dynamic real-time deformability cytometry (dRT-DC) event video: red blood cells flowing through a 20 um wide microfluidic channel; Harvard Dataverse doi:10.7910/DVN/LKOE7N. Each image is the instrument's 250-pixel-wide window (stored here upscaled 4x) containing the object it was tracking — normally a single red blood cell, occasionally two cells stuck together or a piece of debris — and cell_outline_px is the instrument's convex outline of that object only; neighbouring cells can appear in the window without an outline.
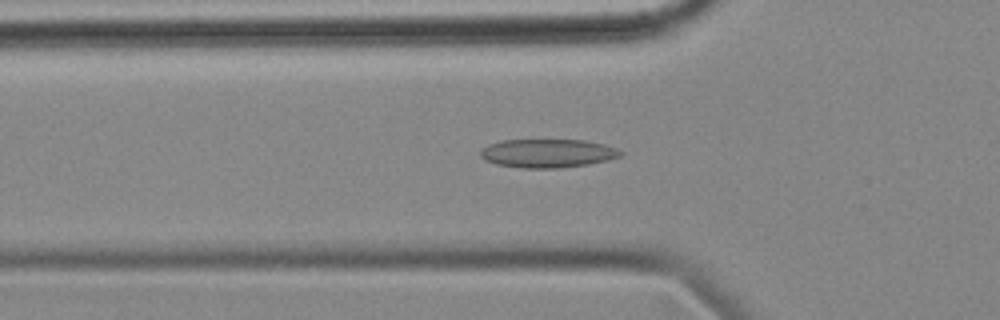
{"species": "common noctule bat (a hibernating species)", "species_latin": "Nyctalus noctula", "temperature_condition": "cold", "stored_images_in_passage": 52, "camera_frame_rate_fps": 3000, "um_per_image_px": 0.085, "animal": {"sex": "female", "body_mass_g": 18.4}, "frame": {"image": 1, "passage_image": 17, "time_ms": 5.333, "image_size_px": [1000, 320], "cell_outline_px": [[624, 152], [620, 156], [608, 160], [588, 164], [560, 168], [520, 168], [496, 164], [484, 160], [480, 156], [480, 152], [488, 144], [500, 140], [584, 140], [604, 144], [616, 148]], "centroid_in_image_um": [46.54, 13.03], "position_along_channel_um": 79.3, "area_um2": 23.41}}
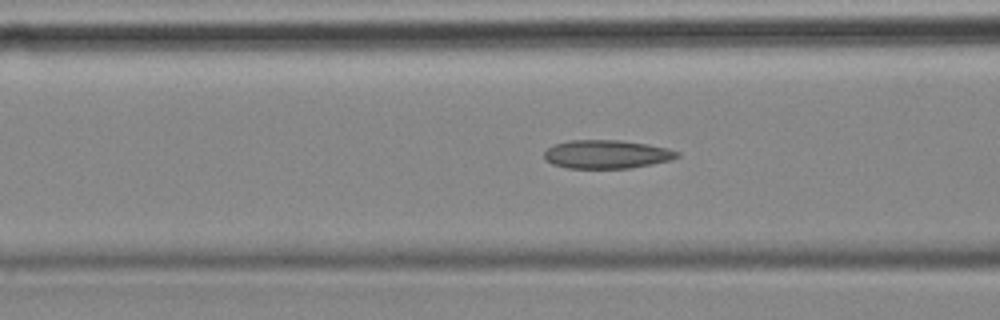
{"frame": {"image": 2, "passage_image": 20, "time_ms": 6.333, "image_size_px": [1000, 320], "cell_outline_px": [[680, 156], [672, 160], [632, 168], [568, 168], [552, 164], [544, 160], [544, 152], [552, 144], [568, 140], [620, 140], [648, 144], [668, 148], [680, 152]], "centroid_in_image_um": [51.57, 13.11], "position_along_channel_um": 115.0, "area_um2": 22.37}}